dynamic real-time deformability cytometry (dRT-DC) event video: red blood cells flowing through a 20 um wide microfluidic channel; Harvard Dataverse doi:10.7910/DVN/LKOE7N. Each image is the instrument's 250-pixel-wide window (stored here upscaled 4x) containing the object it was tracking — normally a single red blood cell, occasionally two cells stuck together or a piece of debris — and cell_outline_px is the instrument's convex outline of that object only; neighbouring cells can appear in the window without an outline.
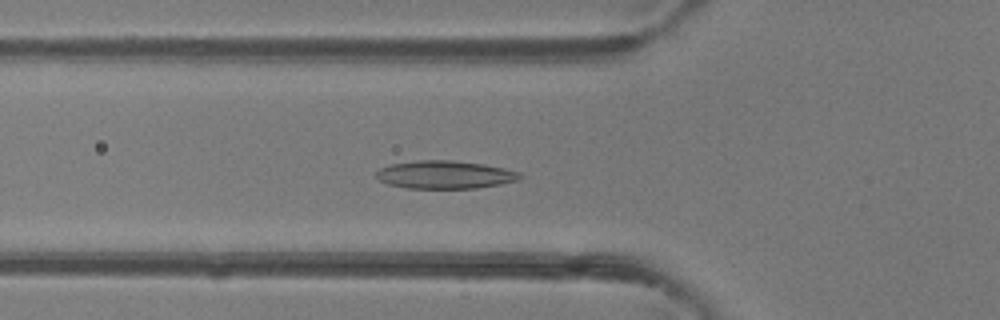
{"species": "common noctule bat (a hibernating species)", "species_latin": "Nyctalus noctula", "temperature_condition": "room temperature", "stored_images_in_passage": 34, "camera_frame_rate_fps": 3000, "um_per_image_px": 0.085, "animal": {"sex": "female"}, "frame": {"image": 1, "passage_image": 3, "time_ms": 0.667, "image_size_px": [1000, 320], "cell_outline_px": [[524, 176], [520, 180], [500, 184], [476, 188], [408, 188], [388, 184], [380, 180], [376, 176], [376, 172], [380, 168], [388, 164], [416, 160], [452, 160], [484, 164], [504, 168], [520, 172]], "centroid_in_image_um": [37.84, 14.84], "position_along_channel_um": 88.0, "area_um2": 23.58}}
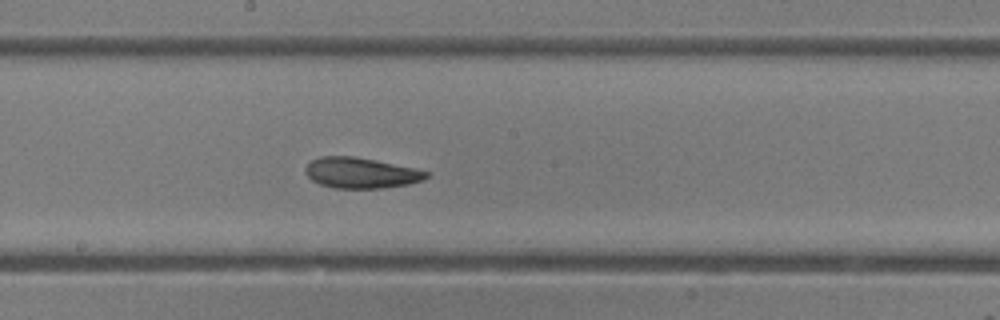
{"frame": {"image": 2, "passage_image": 12, "time_ms": 3.667, "image_size_px": [1000, 320], "cell_outline_px": [[428, 176], [424, 180], [408, 184], [380, 188], [332, 188], [320, 184], [312, 180], [304, 172], [304, 168], [312, 160], [320, 156], [356, 156], [416, 168], [428, 172]], "centroid_in_image_um": [30.66, 14.69], "position_along_channel_um": 217.5, "area_um2": 21.68}}
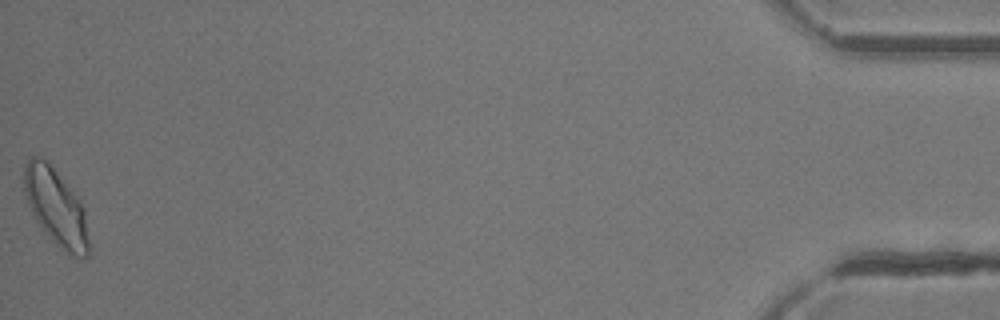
{"frame": {"image": 3, "passage_image": 34, "time_ms": 11.0, "image_size_px": [1000, 320], "cell_outline_px": [[88, 256], [84, 260], [68, 256], [48, 236], [36, 220], [28, 204], [24, 192], [24, 164], [32, 156], [40, 156], [48, 160], [80, 196], [84, 208], [88, 240]], "centroid_in_image_um": [4.78, 17.59], "position_along_channel_um": 430.4, "area_um2": 29.71}, "authors_computed_cell_mechanics": {"area_um2": 22.4264, "velocity_mm_per_s": 4.3041, "shape_relaxation_time_tau1_ms": 5.9216, "shape_relaxation_time_tau2_ms": 3.3069, "deformation_change_tau1": 0.1505, "deformation_change_tau2": 0.1089}}